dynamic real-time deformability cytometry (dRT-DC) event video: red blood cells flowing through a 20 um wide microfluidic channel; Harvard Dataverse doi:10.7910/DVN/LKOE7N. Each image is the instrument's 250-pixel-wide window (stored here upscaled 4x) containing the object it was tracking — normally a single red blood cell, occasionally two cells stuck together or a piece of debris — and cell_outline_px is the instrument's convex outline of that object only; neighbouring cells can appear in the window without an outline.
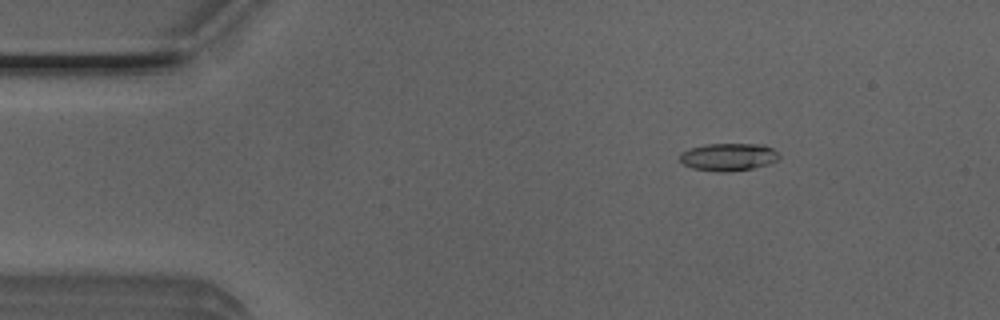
{"species": "Egyptian fruit bat (a non-hibernating species)", "species_latin": "Rousettus aegyptiacus", "temperature_condition": "room temperature", "stored_images_in_passage": 12, "camera_frame_rate_fps": 3000, "um_per_image_px": 0.085, "animal": {"sex": "male"}, "frame": {"image": 1, "passage_image": 7, "time_ms": 2.0, "image_size_px": [1000, 320], "cell_outline_px": [[780, 156], [776, 160], [768, 164], [752, 168], [728, 172], [720, 172], [692, 168], [684, 164], [680, 160], [680, 152], [688, 148], [708, 144], [764, 144], [772, 148]], "centroid_in_image_um": [61.89, 13.33], "position_along_channel_um": 23.1, "area_um2": 15.95}}